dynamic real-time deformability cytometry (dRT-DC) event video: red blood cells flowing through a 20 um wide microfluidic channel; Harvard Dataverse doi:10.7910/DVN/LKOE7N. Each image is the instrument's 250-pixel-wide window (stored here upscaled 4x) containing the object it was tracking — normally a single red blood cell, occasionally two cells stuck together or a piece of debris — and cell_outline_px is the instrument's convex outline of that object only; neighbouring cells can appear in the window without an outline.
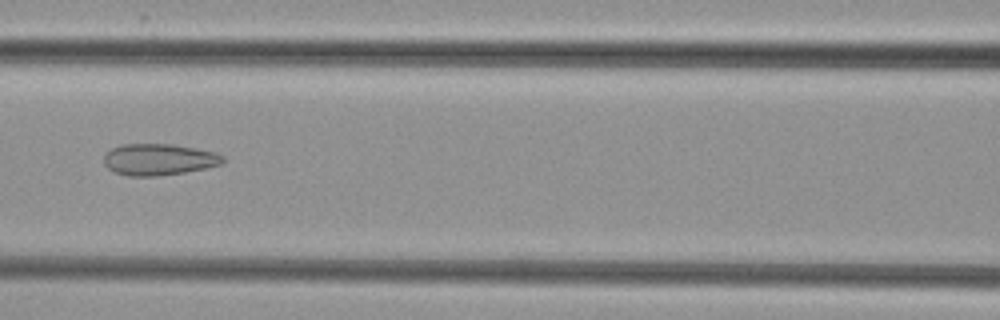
{"species": "common noctule bat (a hibernating species)", "species_latin": "Nyctalus noctula", "temperature_condition": "cold", "stored_images_in_passage": 10, "camera_frame_rate_fps": 3000, "um_per_image_px": 0.085, "animal": {"sex": "female", "body_mass_g": 29.2, "forearm_length_mm": 56.3}, "frame": {"image": 1, "passage_image": 7, "time_ms": 8.0, "image_size_px": [1000, 320], "cell_outline_px": [[224, 160], [220, 164], [204, 168], [184, 172], [156, 176], [128, 176], [116, 172], [108, 168], [104, 164], [104, 156], [112, 148], [120, 144], [172, 144], [196, 148], [216, 152], [224, 156]], "centroid_in_image_um": [13.49, 13.55], "position_along_channel_um": 153.1, "area_um2": 21.73}}
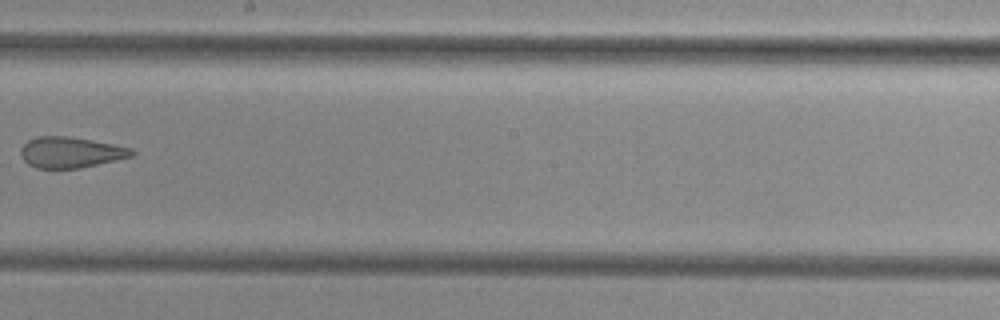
{"frame": {"image": 2, "passage_image": 9, "time_ms": 10.333, "image_size_px": [1000, 320], "cell_outline_px": [[136, 152], [132, 156], [116, 160], [80, 168], [36, 168], [28, 164], [20, 156], [20, 148], [28, 140], [36, 136], [68, 136], [92, 140], [132, 148]], "centroid_in_image_um": [5.98, 12.94], "position_along_channel_um": 242.2, "area_um2": 20.0}}
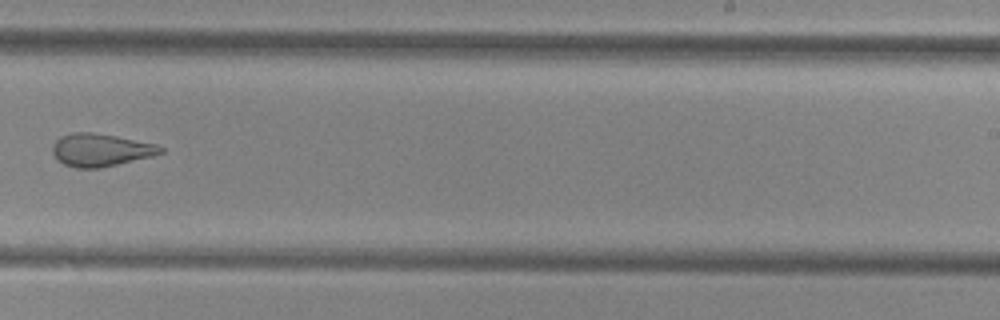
{"frame": {"image": 3, "passage_image": 10, "time_ms": 11.333, "image_size_px": [1000, 320], "cell_outline_px": [[164, 152], [152, 156], [100, 168], [76, 168], [64, 164], [52, 152], [52, 148], [56, 140], [60, 136], [72, 132], [92, 132], [116, 136], [156, 144], [164, 148]], "centroid_in_image_um": [8.56, 12.74], "position_along_channel_um": 280.4, "area_um2": 20.46}}